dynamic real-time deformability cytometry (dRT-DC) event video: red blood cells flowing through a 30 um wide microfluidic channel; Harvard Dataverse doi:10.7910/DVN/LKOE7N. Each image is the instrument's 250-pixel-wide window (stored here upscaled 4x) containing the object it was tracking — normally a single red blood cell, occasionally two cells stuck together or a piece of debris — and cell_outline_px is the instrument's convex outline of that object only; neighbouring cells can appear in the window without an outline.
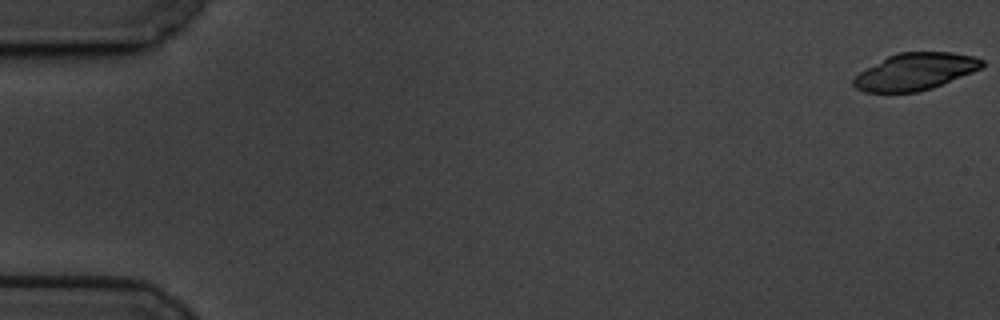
{"species": "common noctule bat (a hibernating species)", "species_latin": "Nyctalus noctula", "temperature_condition": "cold", "stored_images_in_passage": 55, "camera_frame_rate_fps": 3000, "um_per_image_px": 0.085, "animal": {"sex": "male", "body_mass_g": 19.5, "forearm_length_mm": 54.6}, "frame": {"image": 1, "passage_image": 1, "time_ms": 0.0, "image_size_px": [1000, 320], "cell_outline_px": [[984, 68], [932, 88], [916, 92], [864, 92], [856, 88], [852, 84], [852, 80], [860, 72], [888, 56], [900, 52], [952, 52], [972, 56], [984, 60]], "centroid_in_image_um": [77.82, 6.09], "position_along_channel_um": 7.2, "area_um2": 27.57}}